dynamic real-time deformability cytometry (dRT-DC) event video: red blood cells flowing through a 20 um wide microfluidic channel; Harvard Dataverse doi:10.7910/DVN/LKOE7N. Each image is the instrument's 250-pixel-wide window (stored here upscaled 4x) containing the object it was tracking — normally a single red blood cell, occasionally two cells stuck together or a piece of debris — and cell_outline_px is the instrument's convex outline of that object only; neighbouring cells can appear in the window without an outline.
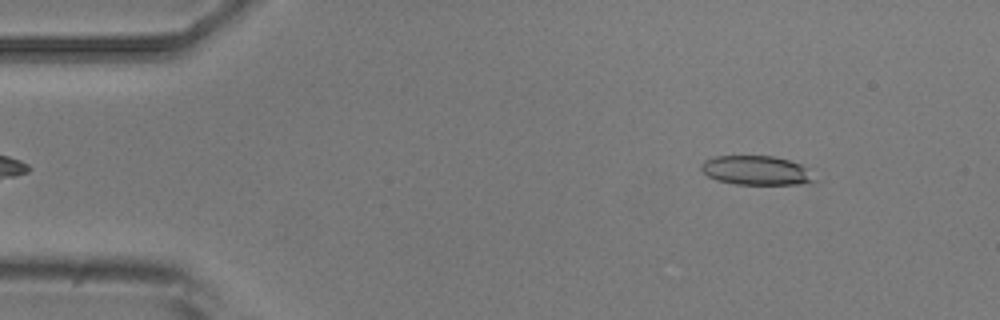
{"species": "common noctule bat (a hibernating species)", "species_latin": "Nyctalus noctula", "temperature_condition": "room temperature", "stored_images_in_passage": 4, "camera_frame_rate_fps": 3000, "um_per_image_px": 0.085, "animal": {"sex": "male", "body_mass_g": 20.5, "forearm_length_mm": 52.5}, "frame": {"image": 1, "passage_image": 1, "time_ms": 0.0, "image_size_px": [1000, 320], "cell_outline_px": [[816, 180], [812, 184], [736, 184], [716, 180], [708, 176], [700, 168], [700, 164], [704, 160], [716, 156], [772, 156], [788, 160], [800, 164]], "centroid_in_image_um": [64.25, 14.49], "position_along_channel_um": 20.7, "area_um2": 19.13}}
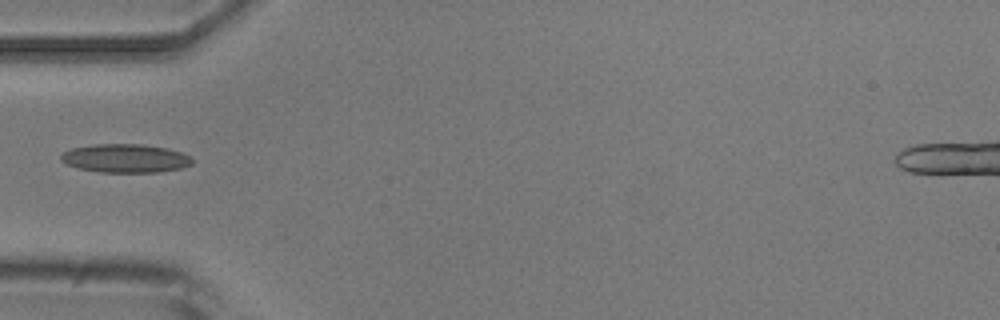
{"frame": {"image": 2, "passage_image": 4, "time_ms": 3.667, "image_size_px": [1000, 320], "cell_outline_px": [[192, 164], [180, 168], [160, 172], [100, 172], [76, 168], [60, 160], [60, 156], [64, 152], [72, 148], [96, 144], [140, 144], [168, 148], [180, 152], [188, 156], [192, 160]], "centroid_in_image_um": [10.63, 13.46], "position_along_channel_um": 74.4, "area_um2": 21.73}}